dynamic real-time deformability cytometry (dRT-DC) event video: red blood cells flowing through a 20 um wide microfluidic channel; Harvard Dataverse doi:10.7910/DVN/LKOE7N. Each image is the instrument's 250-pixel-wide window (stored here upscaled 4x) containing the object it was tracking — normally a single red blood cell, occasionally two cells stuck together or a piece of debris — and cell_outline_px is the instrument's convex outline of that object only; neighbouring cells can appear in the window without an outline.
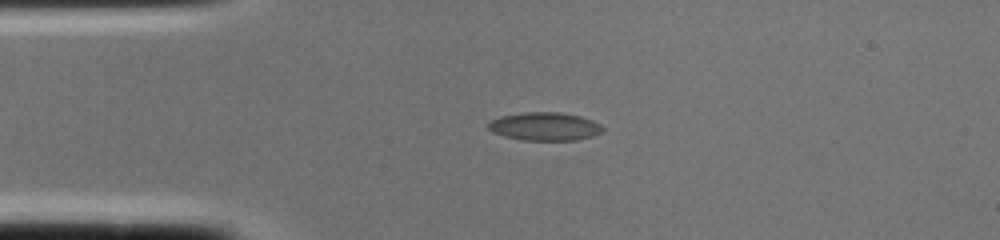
{"species": "common noctule bat (a hibernating species)", "species_latin": "Nyctalus noctula", "temperature_condition": "cold", "stored_images_in_passage": 1, "camera_frame_rate_fps": 3000, "um_per_image_px": 0.085, "animal": {"sex": "female", "body_mass_g": 22.0, "forearm_length_mm": 56.7}, "frame": {"image": 1, "passage_image": 1, "time_ms": 0.0, "image_size_px": [1000, 240], "cell_outline_px": [[604, 128], [600, 132], [592, 136], [576, 140], [524, 140], [504, 136], [492, 132], [488, 128], [488, 124], [492, 120], [500, 116], [524, 112], [560, 112], [580, 116], [592, 120], [600, 124]], "centroid_in_image_um": [46.3, 10.74], "position_along_channel_um": 38.7, "area_um2": 18.73}}